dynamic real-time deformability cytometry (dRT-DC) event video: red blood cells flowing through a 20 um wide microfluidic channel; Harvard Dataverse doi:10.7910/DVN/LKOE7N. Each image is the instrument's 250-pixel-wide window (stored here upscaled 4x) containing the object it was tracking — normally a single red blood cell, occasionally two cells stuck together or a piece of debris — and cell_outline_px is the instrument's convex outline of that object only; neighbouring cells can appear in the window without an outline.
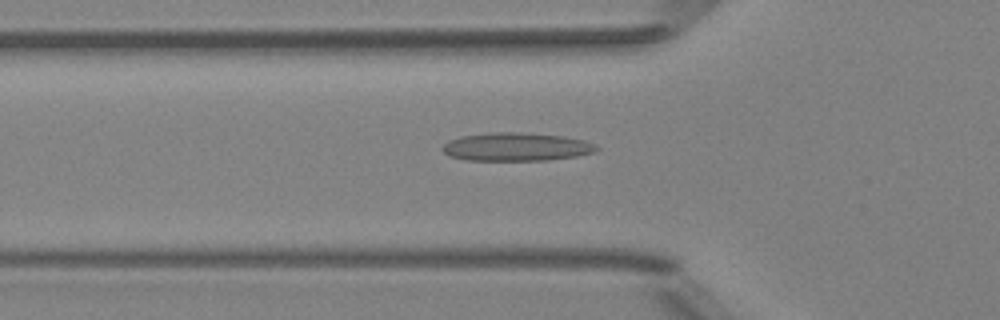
{"species": "Egyptian fruit bat (a non-hibernating species)", "species_latin": "Rousettus aegyptiacus", "temperature_condition": "room temperature", "stored_images_in_passage": 50, "camera_frame_rate_fps": 3000, "um_per_image_px": 0.085, "animal": {"sex": "female"}, "frame": {"image": 1, "passage_image": 17, "time_ms": 5.333, "image_size_px": [1000, 320], "cell_outline_px": [[600, 148], [596, 152], [576, 156], [548, 160], [468, 160], [448, 156], [440, 148], [448, 140], [460, 136], [492, 132], [520, 132], [564, 136], [584, 140]], "centroid_in_image_um": [43.86, 12.48], "position_along_channel_um": 81.9, "area_um2": 25.49}}
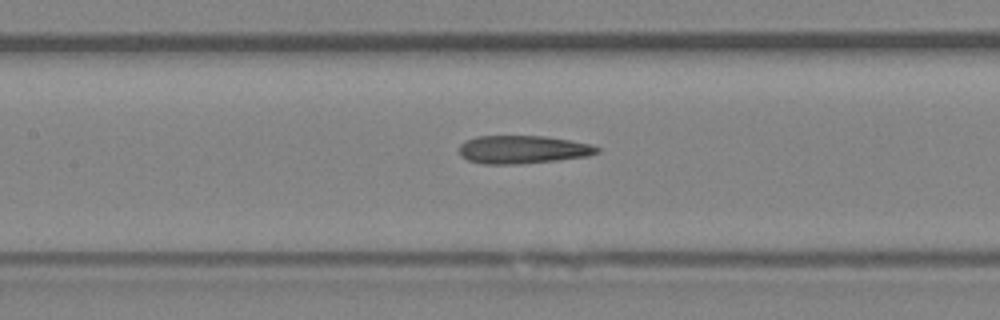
{"frame": {"image": 2, "passage_image": 23, "time_ms": 7.333, "image_size_px": [1000, 320], "cell_outline_px": [[600, 152], [588, 156], [556, 160], [520, 164], [484, 164], [468, 160], [460, 156], [460, 144], [464, 140], [476, 136], [544, 136], [592, 144], [600, 148]], "centroid_in_image_um": [44.42, 12.71], "position_along_channel_um": 163.0, "area_um2": 22.66}}
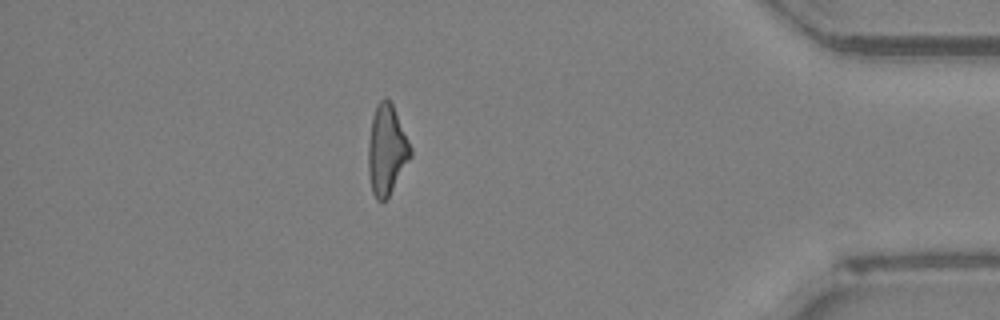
{"frame": {"image": 3, "passage_image": 44, "time_ms": 14.333, "image_size_px": [1000, 320], "cell_outline_px": [[412, 156], [388, 196], [384, 200], [376, 200], [372, 192], [368, 172], [368, 140], [372, 116], [376, 104], [384, 96], [392, 104], [412, 148]], "centroid_in_image_um": [32.85, 12.72], "position_along_channel_um": 402.3, "area_um2": 22.08}, "authors_computed_cell_mechanics": {"area_um2": 22.6576, "velocity_mm_per_s": 4.0448, "shape_relaxation_time_tau1_ms": null, "shape_relaxation_time_tau2_ms": 5.1624, "deformation_change_tau1": null, "deformation_change_tau2": 0.1933}}